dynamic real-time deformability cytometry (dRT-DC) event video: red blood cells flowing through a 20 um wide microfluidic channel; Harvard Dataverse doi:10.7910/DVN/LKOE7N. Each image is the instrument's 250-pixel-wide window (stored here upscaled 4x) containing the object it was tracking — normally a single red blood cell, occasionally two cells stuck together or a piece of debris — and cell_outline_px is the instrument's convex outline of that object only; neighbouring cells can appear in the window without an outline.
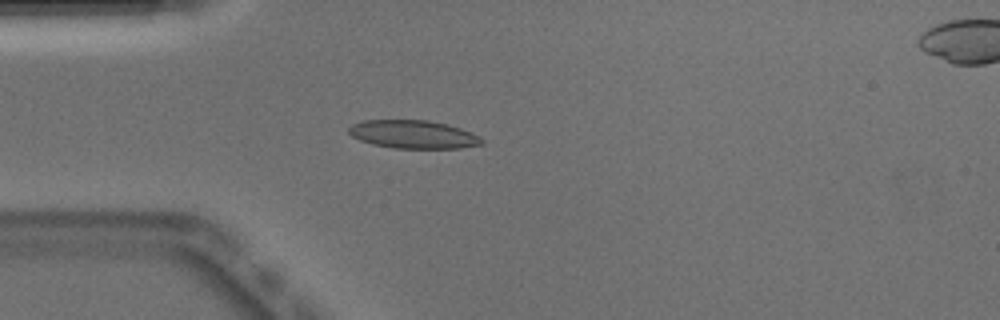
{"species": "Egyptian fruit bat (a non-hibernating species)", "species_latin": "Rousettus aegyptiacus", "temperature_condition": "warm", "stored_images_in_passage": 38, "camera_frame_rate_fps": 3000, "um_per_image_px": 0.085, "animal": {"sex": "male"}, "frame": {"image": 1, "passage_image": 1, "time_ms": 0.0, "image_size_px": [1000, 320], "cell_outline_px": [[484, 144], [460, 148], [392, 148], [372, 144], [360, 140], [352, 136], [348, 132], [348, 128], [352, 124], [364, 120], [428, 120], [448, 124], [460, 128], [480, 136], [484, 140]], "centroid_in_image_um": [35.14, 11.42], "position_along_channel_um": 49.9, "area_um2": 21.96}}
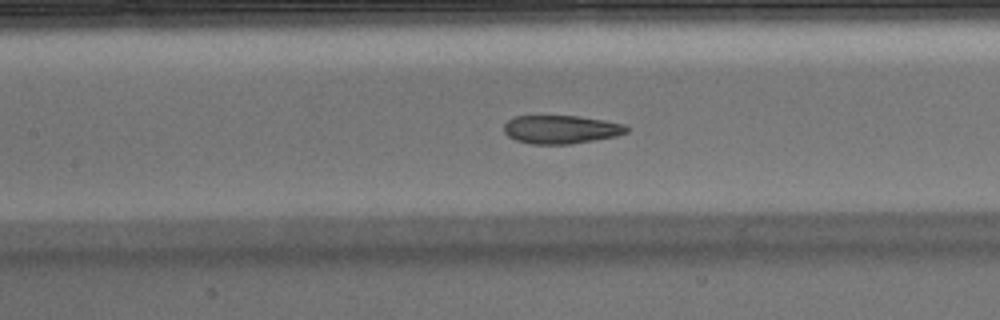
{"frame": {"image": 2, "passage_image": 10, "time_ms": 3.0, "image_size_px": [1000, 320], "cell_outline_px": [[628, 132], [616, 136], [568, 144], [532, 144], [516, 140], [508, 136], [504, 132], [504, 124], [512, 116], [576, 116], [604, 120], [624, 124], [628, 128]], "centroid_in_image_um": [47.66, 11.0], "position_along_channel_um": 159.7, "area_um2": 20.17}}
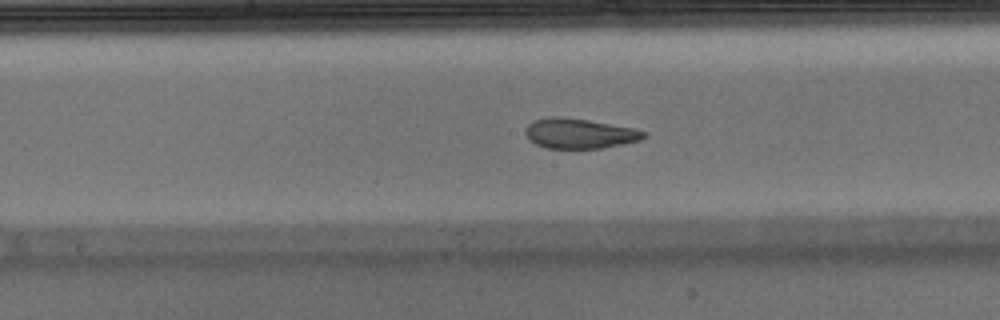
{"frame": {"image": 3, "passage_image": 13, "time_ms": 4.0, "image_size_px": [1000, 320], "cell_outline_px": [[648, 136], [640, 140], [600, 148], [548, 148], [536, 144], [528, 140], [524, 132], [528, 124], [532, 120], [548, 116], [560, 116], [588, 120], [632, 128], [648, 132]], "centroid_in_image_um": [49.21, 11.33], "position_along_channel_um": 199.0, "area_um2": 20.75}, "authors_computed_cell_mechanics": {"area_um2": 22.0796, "velocity_mm_per_s": 3.9229, "shape_relaxation_time_tau1_ms": 10.8032, "shape_relaxation_time_tau2_ms": 1.3343, "deformation_change_tau1": 0.2502, "deformation_change_tau2": 0.0612}}